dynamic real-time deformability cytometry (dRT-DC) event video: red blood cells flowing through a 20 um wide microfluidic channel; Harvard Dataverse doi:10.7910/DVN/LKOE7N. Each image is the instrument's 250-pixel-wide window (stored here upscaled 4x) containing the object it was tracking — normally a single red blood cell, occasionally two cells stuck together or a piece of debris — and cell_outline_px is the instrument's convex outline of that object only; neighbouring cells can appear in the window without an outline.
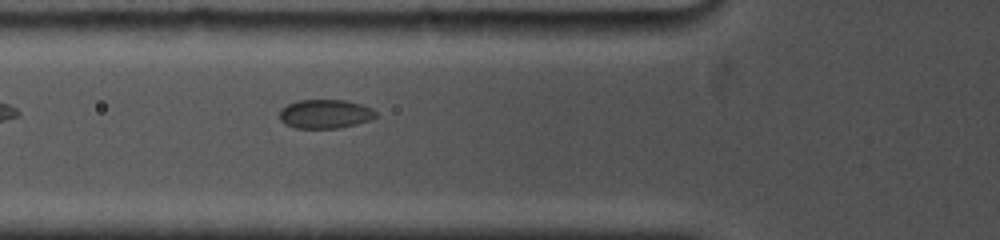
{"species": "common noctule bat (a hibernating species)", "species_latin": "Nyctalus noctula", "temperature_condition": "cold", "stored_images_in_passage": 3, "camera_frame_rate_fps": 5000, "um_per_image_px": 0.085, "animal": {"sex": "female", "body_mass_g": 19.0, "forearm_length_mm": 53.3}, "frame": {"image": 1, "passage_image": 3, "time_ms": 2.2, "image_size_px": [1000, 240], "cell_outline_px": [[376, 116], [368, 120], [356, 124], [340, 128], [296, 128], [284, 124], [280, 120], [280, 108], [288, 104], [300, 100], [344, 100], [360, 104], [372, 108], [376, 112]], "centroid_in_image_um": [27.61, 9.69], "position_along_channel_um": 98.2, "area_um2": 16.18}}